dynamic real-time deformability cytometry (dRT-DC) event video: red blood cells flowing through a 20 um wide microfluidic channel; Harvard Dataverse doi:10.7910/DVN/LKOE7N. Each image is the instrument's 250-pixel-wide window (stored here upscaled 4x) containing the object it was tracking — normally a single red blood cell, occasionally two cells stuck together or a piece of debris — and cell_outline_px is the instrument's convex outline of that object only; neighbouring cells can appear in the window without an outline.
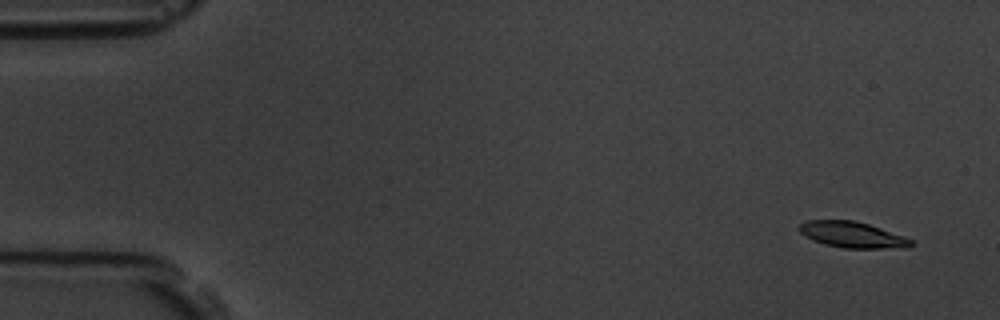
{"species": "common noctule bat (a hibernating species)", "species_latin": "Nyctalus noctula", "temperature_condition": "room temperature", "stored_images_in_passage": 4, "camera_frame_rate_fps": 3000, "um_per_image_px": 0.085, "animal": {"sex": "male", "body_mass_g": 19.5, "forearm_length_mm": 54.6}, "frame": {"image": 1, "passage_image": 1, "time_ms": 0.0, "image_size_px": [1000, 320], "cell_outline_px": [[916, 244], [908, 248], [844, 248], [824, 244], [812, 240], [804, 236], [796, 228], [800, 224], [808, 220], [856, 220], [904, 236], [912, 240]], "centroid_in_image_um": [72.45, 19.96], "position_along_channel_um": 12.6, "area_um2": 17.11}}
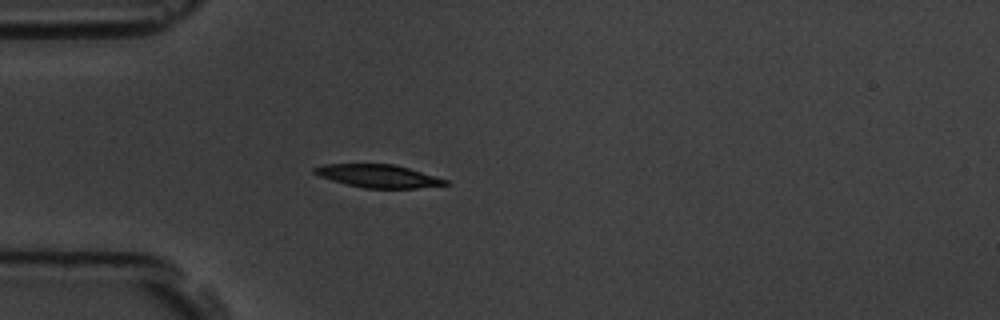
{"frame": {"image": 2, "passage_image": 4, "time_ms": 4.333, "image_size_px": [1000, 320], "cell_outline_px": [[448, 184], [416, 188], [364, 188], [332, 180], [320, 176], [312, 172], [312, 168], [324, 164], [392, 164], [408, 168], [436, 176], [448, 180]], "centroid_in_image_um": [32.13, 14.96], "position_along_channel_um": 52.9, "area_um2": 17.28}}